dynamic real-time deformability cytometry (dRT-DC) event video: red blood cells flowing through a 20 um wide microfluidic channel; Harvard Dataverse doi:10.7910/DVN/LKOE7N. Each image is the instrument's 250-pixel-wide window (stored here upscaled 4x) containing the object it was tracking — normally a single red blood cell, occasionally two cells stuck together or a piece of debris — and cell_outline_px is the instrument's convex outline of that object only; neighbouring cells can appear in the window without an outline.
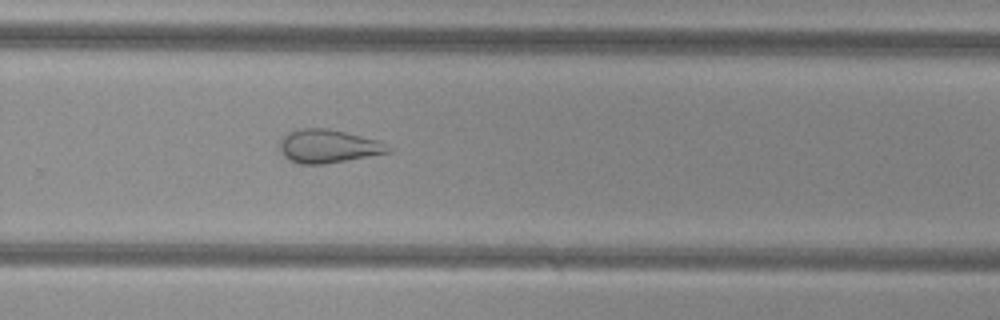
{"species": "common noctule bat (a hibernating species)", "species_latin": "Nyctalus noctula", "temperature_condition": "cold", "stored_images_in_passage": 40, "camera_frame_rate_fps": 3000, "um_per_image_px": 0.085, "animal": {"sex": "female", "body_mass_g": 29.2, "forearm_length_mm": 56.3}, "frame": {"image": 1, "passage_image": 23, "time_ms": 7.333, "image_size_px": [1000, 320], "cell_outline_px": [[396, 148], [392, 152], [324, 164], [296, 164], [288, 160], [284, 156], [280, 148], [280, 140], [288, 132], [300, 128], [328, 128], [380, 140]], "centroid_in_image_um": [27.95, 12.43], "position_along_channel_um": 301.9, "area_um2": 21.44}}
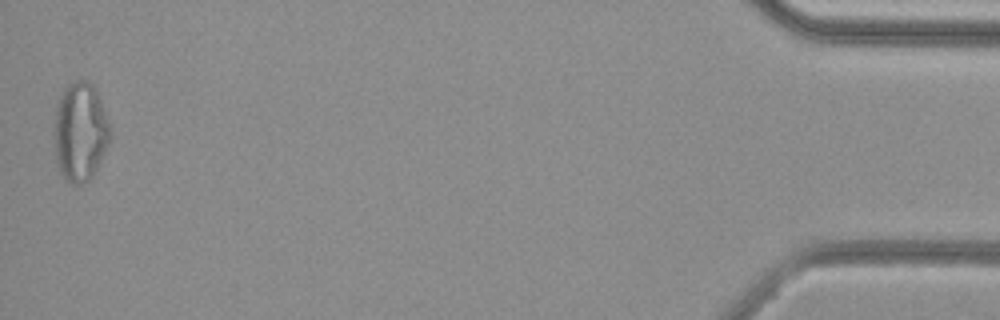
{"frame": {"image": 2, "passage_image": 40, "time_ms": 13.0, "image_size_px": [1000, 320], "cell_outline_px": [[112, 132], [108, 144], [92, 176], [88, 180], [80, 184], [72, 184], [64, 180], [56, 164], [52, 136], [52, 128], [56, 104], [64, 88], [72, 80], [88, 80], [96, 88], [112, 128]], "centroid_in_image_um": [6.78, 11.18], "position_along_channel_um": 428.4, "area_um2": 33.23}, "authors_computed_cell_mechanics": {"area_um2": 25.0852, "velocity_mm_per_s": 3.8494, "shape_relaxation_time_tau1_ms": null, "shape_relaxation_time_tau2_ms": 2.3364, "deformation_change_tau1": null, "deformation_change_tau2": 0.1168}}